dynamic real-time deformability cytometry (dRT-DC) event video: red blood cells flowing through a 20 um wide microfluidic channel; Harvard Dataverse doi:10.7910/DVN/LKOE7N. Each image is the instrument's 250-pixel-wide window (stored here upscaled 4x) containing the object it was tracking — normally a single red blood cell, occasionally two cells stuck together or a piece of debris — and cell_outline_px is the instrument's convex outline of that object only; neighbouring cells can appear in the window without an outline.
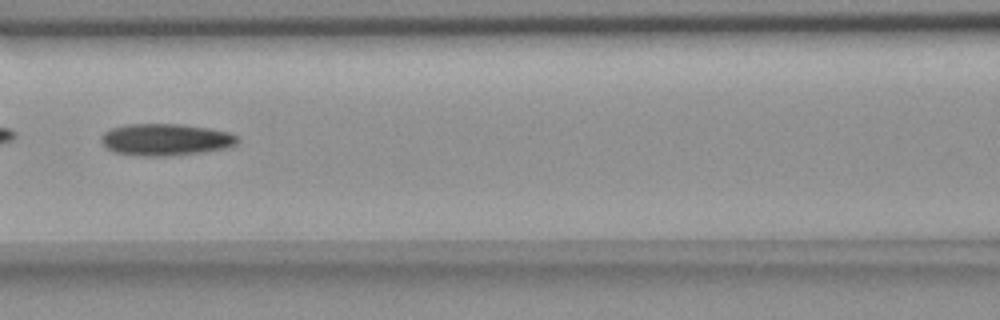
{"species": "common noctule bat (a hibernating species)", "species_latin": "Nyctalus noctula", "temperature_condition": "room temperature", "stored_images_in_passage": 44, "camera_frame_rate_fps": 3000, "um_per_image_px": 0.085, "animal": {"sex": "female", "body_mass_g": 18.4}, "frame": {"image": 1, "passage_image": 13, "time_ms": 4.0, "image_size_px": [1000, 320], "cell_outline_px": [[240, 140], [236, 144], [228, 148], [204, 152], [168, 156], [140, 156], [112, 152], [100, 140], [100, 136], [104, 132], [112, 128], [128, 124], [180, 124], [208, 128], [228, 132], [240, 136]], "centroid_in_image_um": [14.1, 11.87], "position_along_channel_um": 152.5, "area_um2": 25.55}}
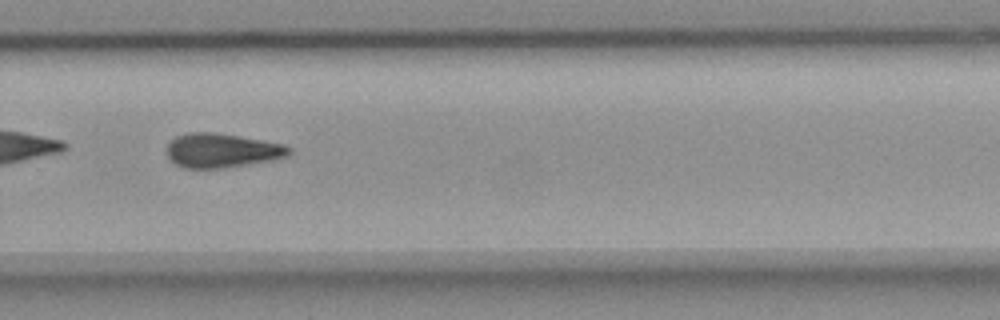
{"frame": {"image": 2, "passage_image": 26, "time_ms": 8.333, "image_size_px": [1000, 320], "cell_outline_px": [[292, 152], [284, 156], [272, 160], [220, 168], [184, 168], [176, 164], [168, 156], [168, 144], [176, 136], [188, 132], [216, 132], [284, 144], [292, 148]], "centroid_in_image_um": [18.86, 12.78], "position_along_channel_um": 310.9, "area_um2": 24.1}}
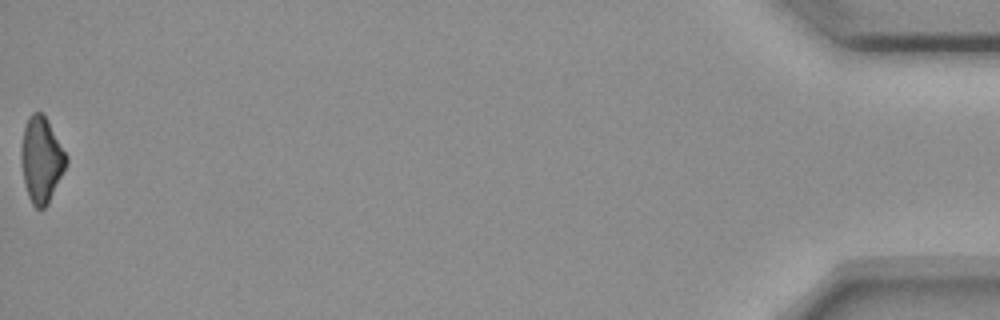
{"frame": {"image": 3, "passage_image": 44, "time_ms": 14.333, "image_size_px": [1000, 320], "cell_outline_px": [[68, 164], [48, 204], [44, 208], [36, 208], [32, 204], [28, 196], [24, 184], [20, 160], [20, 148], [24, 128], [32, 112], [40, 112], [44, 116], [68, 156]], "centroid_in_image_um": [3.51, 13.62], "position_along_channel_um": 431.7, "area_um2": 22.48}, "authors_computed_cell_mechanics": {"area_um2": 24.2471, "velocity_mm_per_s": 3.6728, "shape_relaxation_time_tau1_ms": 8.5382, "shape_relaxation_time_tau2_ms": null, "deformation_change_tau1": 0.1757, "deformation_change_tau2": null}}